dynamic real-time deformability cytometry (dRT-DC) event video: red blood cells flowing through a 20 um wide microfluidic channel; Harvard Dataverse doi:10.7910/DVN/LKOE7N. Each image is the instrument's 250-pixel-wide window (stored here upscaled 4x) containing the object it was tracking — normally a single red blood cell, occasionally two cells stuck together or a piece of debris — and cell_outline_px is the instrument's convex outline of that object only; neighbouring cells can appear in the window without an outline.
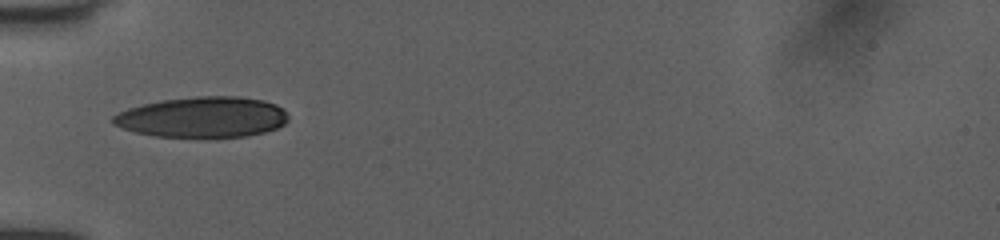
{"species": "human", "species_latin": "Homo sapiens", "temperature_condition": "room temperature", "stored_images_in_passage": 34, "camera_frame_rate_fps": 3000, "um_per_image_px": 0.085, "donor": {"sex": "female"}, "frame": {"image": 1, "passage_image": 1, "time_ms": 0.0, "image_size_px": [1000, 240], "cell_outline_px": [[288, 120], [284, 124], [276, 128], [264, 132], [248, 136], [208, 140], [156, 136], [136, 132], [112, 124], [112, 116], [128, 108], [160, 100], [196, 96], [240, 96], [264, 100], [276, 104], [284, 108], [288, 116]], "centroid_in_image_um": [17.26, 9.99], "position_along_channel_um": 67.7, "area_um2": 42.66}}
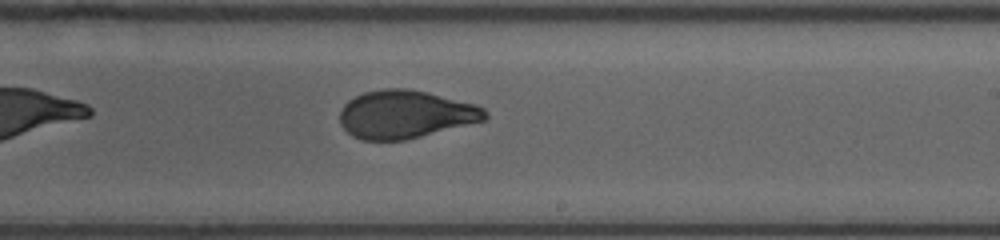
{"frame": {"image": 2, "passage_image": 15, "time_ms": 4.667, "image_size_px": [1000, 240], "cell_outline_px": [[488, 116], [484, 120], [404, 140], [360, 140], [352, 136], [340, 124], [340, 112], [344, 104], [348, 100], [364, 92], [384, 88], [408, 88], [428, 92], [476, 104], [484, 108], [488, 112]], "centroid_in_image_um": [34.44, 9.71], "position_along_channel_um": 254.6, "area_um2": 40.58}}
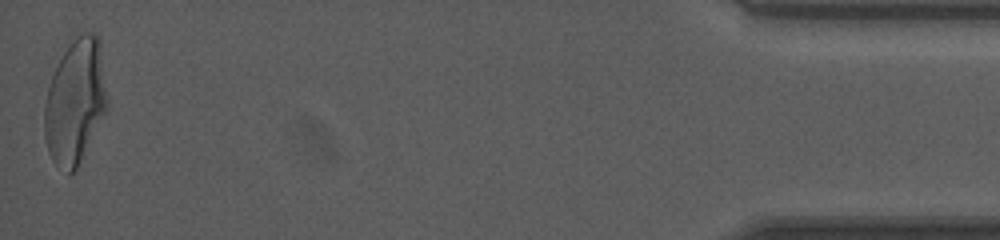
{"frame": {"image": 3, "passage_image": 34, "time_ms": 11.0, "image_size_px": [1000, 240], "cell_outline_px": [[108, 108], [76, 168], [68, 176], [52, 160], [48, 152], [44, 136], [44, 108], [48, 88], [52, 76], [64, 52], [72, 40], [80, 32], [96, 32], [100, 40], [108, 104]], "centroid_in_image_um": [6.4, 8.63], "position_along_channel_um": 428.8, "area_um2": 45.55}, "authors_computed_cell_mechanics": {"area_um2": 41.6449, "velocity_mm_per_s": 4.05, "shape_relaxation_time_tau1_ms": 5.971, "shape_relaxation_time_tau2_ms": 0.7937, "deformation_change_tau1": 0.2116, "deformation_change_tau2": 0.0635}}